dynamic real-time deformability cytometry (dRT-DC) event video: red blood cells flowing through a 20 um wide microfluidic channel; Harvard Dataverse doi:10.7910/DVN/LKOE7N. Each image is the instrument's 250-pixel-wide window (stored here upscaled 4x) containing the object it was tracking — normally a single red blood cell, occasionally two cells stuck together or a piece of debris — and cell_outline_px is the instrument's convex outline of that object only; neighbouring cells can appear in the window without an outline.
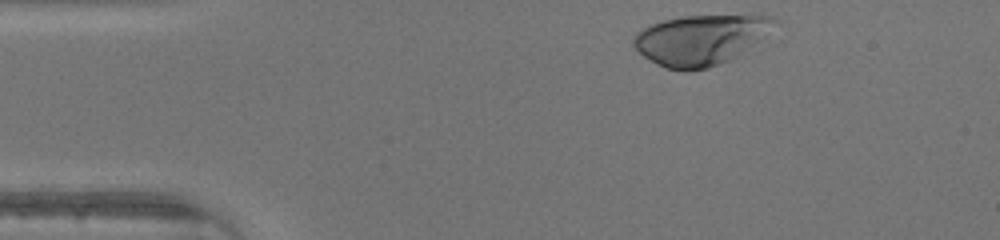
{"species": "human", "species_latin": "Homo sapiens", "temperature_condition": "warm", "stored_images_in_passage": 31, "camera_frame_rate_fps": 3000, "um_per_image_px": 0.085, "donor": {"sex": "male"}, "frame": {"image": 1, "passage_image": 1, "time_ms": 0.0, "image_size_px": [1000, 240], "cell_outline_px": [[776, 20], [752, 44], [736, 56], [720, 64], [708, 68], [684, 72], [668, 68], [644, 56], [632, 44], [632, 40], [636, 32], [652, 24], [664, 20], [684, 16], [748, 12], [752, 12], [772, 16]], "centroid_in_image_um": [59.53, 3.33], "position_along_channel_um": 25.5, "area_um2": 41.15}}
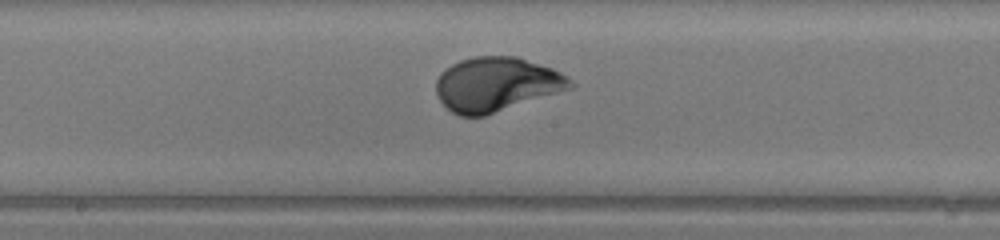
{"frame": {"image": 2, "passage_image": 18, "time_ms": 5.667, "image_size_px": [1000, 240], "cell_outline_px": [[576, 84], [572, 88], [484, 116], [460, 116], [452, 112], [440, 100], [436, 92], [436, 80], [440, 72], [444, 68], [460, 60], [476, 56], [516, 56], [552, 68], [568, 76]], "centroid_in_image_um": [42.19, 7.16], "position_along_channel_um": 206.0, "area_um2": 42.43}}
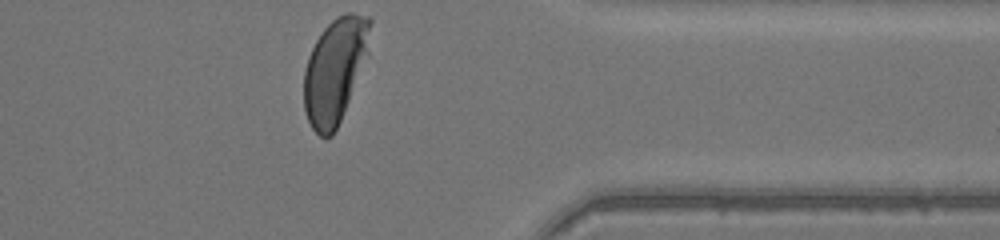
{"frame": {"image": 3, "passage_image": 31, "time_ms": 10.0, "image_size_px": [1000, 240], "cell_outline_px": [[372, 20], [368, 52], [340, 120], [332, 136], [320, 136], [312, 128], [308, 120], [304, 108], [304, 68], [308, 56], [316, 40], [324, 28], [336, 16], [348, 12], [352, 12], [368, 16]], "centroid_in_image_um": [28.45, 5.93], "position_along_channel_um": 382.9, "area_um2": 40.0}}